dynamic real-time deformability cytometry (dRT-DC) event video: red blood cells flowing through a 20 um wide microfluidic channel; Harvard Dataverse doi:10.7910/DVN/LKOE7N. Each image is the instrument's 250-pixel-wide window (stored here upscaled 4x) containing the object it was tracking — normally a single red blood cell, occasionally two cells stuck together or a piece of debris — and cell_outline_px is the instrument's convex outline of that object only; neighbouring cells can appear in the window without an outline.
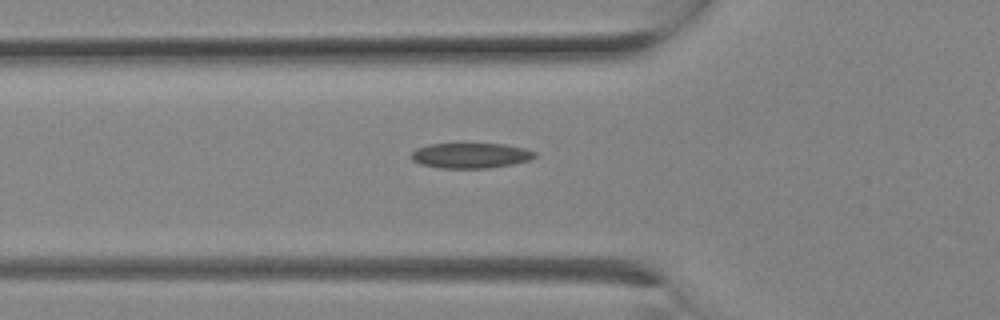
{"species": "Egyptian fruit bat (a non-hibernating species)", "species_latin": "Rousettus aegyptiacus", "temperature_condition": "room temperature", "stored_images_in_passage": 3, "camera_frame_rate_fps": 3000, "um_per_image_px": 0.085, "animal": {"sex": "female"}, "frame": {"image": 1, "passage_image": 3, "time_ms": 0.667, "image_size_px": [1000, 320], "cell_outline_px": [[536, 156], [528, 160], [512, 164], [488, 168], [440, 168], [420, 164], [412, 160], [412, 152], [416, 148], [428, 144], [504, 144], [524, 148], [536, 152]], "centroid_in_image_um": [39.99, 13.22], "position_along_channel_um": 85.8, "area_um2": 18.09}}